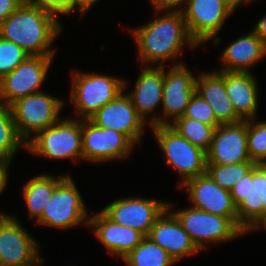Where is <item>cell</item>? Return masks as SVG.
I'll use <instances>...</instances> for the list:
<instances>
[{
    "label": "cell",
    "mask_w": 266,
    "mask_h": 266,
    "mask_svg": "<svg viewBox=\"0 0 266 266\" xmlns=\"http://www.w3.org/2000/svg\"><path fill=\"white\" fill-rule=\"evenodd\" d=\"M171 205L168 203V209L177 217L200 251L208 248L205 244L226 242L245 234L230 217L210 214L193 207L173 211Z\"/></svg>",
    "instance_id": "6"
},
{
    "label": "cell",
    "mask_w": 266,
    "mask_h": 266,
    "mask_svg": "<svg viewBox=\"0 0 266 266\" xmlns=\"http://www.w3.org/2000/svg\"><path fill=\"white\" fill-rule=\"evenodd\" d=\"M37 242L14 216L0 213V262L2 266H41Z\"/></svg>",
    "instance_id": "10"
},
{
    "label": "cell",
    "mask_w": 266,
    "mask_h": 266,
    "mask_svg": "<svg viewBox=\"0 0 266 266\" xmlns=\"http://www.w3.org/2000/svg\"><path fill=\"white\" fill-rule=\"evenodd\" d=\"M166 164L177 169L182 177L178 188L189 179L206 173L207 153L182 137L170 125L151 126Z\"/></svg>",
    "instance_id": "5"
},
{
    "label": "cell",
    "mask_w": 266,
    "mask_h": 266,
    "mask_svg": "<svg viewBox=\"0 0 266 266\" xmlns=\"http://www.w3.org/2000/svg\"><path fill=\"white\" fill-rule=\"evenodd\" d=\"M196 92L209 103L220 124L237 123L236 114L225 87V71L200 73L196 77Z\"/></svg>",
    "instance_id": "21"
},
{
    "label": "cell",
    "mask_w": 266,
    "mask_h": 266,
    "mask_svg": "<svg viewBox=\"0 0 266 266\" xmlns=\"http://www.w3.org/2000/svg\"><path fill=\"white\" fill-rule=\"evenodd\" d=\"M89 120L98 127L113 129L126 135L134 144L141 140L146 124L139 116L127 93L121 92L101 107Z\"/></svg>",
    "instance_id": "17"
},
{
    "label": "cell",
    "mask_w": 266,
    "mask_h": 266,
    "mask_svg": "<svg viewBox=\"0 0 266 266\" xmlns=\"http://www.w3.org/2000/svg\"><path fill=\"white\" fill-rule=\"evenodd\" d=\"M67 175L55 178L54 176L41 174L31 178L23 187V196L27 204L29 218L38 220L52 197L54 188ZM59 178V179H58Z\"/></svg>",
    "instance_id": "25"
},
{
    "label": "cell",
    "mask_w": 266,
    "mask_h": 266,
    "mask_svg": "<svg viewBox=\"0 0 266 266\" xmlns=\"http://www.w3.org/2000/svg\"><path fill=\"white\" fill-rule=\"evenodd\" d=\"M90 217L88 226L94 227L99 242L101 241L109 253L122 259L145 237L137 230L115 223L102 210Z\"/></svg>",
    "instance_id": "20"
},
{
    "label": "cell",
    "mask_w": 266,
    "mask_h": 266,
    "mask_svg": "<svg viewBox=\"0 0 266 266\" xmlns=\"http://www.w3.org/2000/svg\"><path fill=\"white\" fill-rule=\"evenodd\" d=\"M71 101L79 119H89L126 89L125 80L98 73L74 72Z\"/></svg>",
    "instance_id": "3"
},
{
    "label": "cell",
    "mask_w": 266,
    "mask_h": 266,
    "mask_svg": "<svg viewBox=\"0 0 266 266\" xmlns=\"http://www.w3.org/2000/svg\"><path fill=\"white\" fill-rule=\"evenodd\" d=\"M54 56H29L13 71L0 79V102L10 106L27 95L41 92L39 89L47 75Z\"/></svg>",
    "instance_id": "11"
},
{
    "label": "cell",
    "mask_w": 266,
    "mask_h": 266,
    "mask_svg": "<svg viewBox=\"0 0 266 266\" xmlns=\"http://www.w3.org/2000/svg\"><path fill=\"white\" fill-rule=\"evenodd\" d=\"M26 142L20 137L10 106L0 102V157L12 161L13 155Z\"/></svg>",
    "instance_id": "28"
},
{
    "label": "cell",
    "mask_w": 266,
    "mask_h": 266,
    "mask_svg": "<svg viewBox=\"0 0 266 266\" xmlns=\"http://www.w3.org/2000/svg\"><path fill=\"white\" fill-rule=\"evenodd\" d=\"M31 137L25 148L35 155L52 159H83L82 119H60Z\"/></svg>",
    "instance_id": "4"
},
{
    "label": "cell",
    "mask_w": 266,
    "mask_h": 266,
    "mask_svg": "<svg viewBox=\"0 0 266 266\" xmlns=\"http://www.w3.org/2000/svg\"><path fill=\"white\" fill-rule=\"evenodd\" d=\"M186 188L193 208L210 214L230 217L238 225L237 206L234 204L231 192L221 188L207 174L189 179L180 188Z\"/></svg>",
    "instance_id": "15"
},
{
    "label": "cell",
    "mask_w": 266,
    "mask_h": 266,
    "mask_svg": "<svg viewBox=\"0 0 266 266\" xmlns=\"http://www.w3.org/2000/svg\"><path fill=\"white\" fill-rule=\"evenodd\" d=\"M147 237L164 249L176 262L200 251L168 208L155 221Z\"/></svg>",
    "instance_id": "19"
},
{
    "label": "cell",
    "mask_w": 266,
    "mask_h": 266,
    "mask_svg": "<svg viewBox=\"0 0 266 266\" xmlns=\"http://www.w3.org/2000/svg\"><path fill=\"white\" fill-rule=\"evenodd\" d=\"M151 126L170 125L182 137L187 139L196 147L201 148L206 153L209 151L215 128L212 125L204 124L198 120L187 117H180L173 122H168L165 118L153 117L148 121Z\"/></svg>",
    "instance_id": "26"
},
{
    "label": "cell",
    "mask_w": 266,
    "mask_h": 266,
    "mask_svg": "<svg viewBox=\"0 0 266 266\" xmlns=\"http://www.w3.org/2000/svg\"><path fill=\"white\" fill-rule=\"evenodd\" d=\"M122 260L128 266H171L176 262L147 236Z\"/></svg>",
    "instance_id": "27"
},
{
    "label": "cell",
    "mask_w": 266,
    "mask_h": 266,
    "mask_svg": "<svg viewBox=\"0 0 266 266\" xmlns=\"http://www.w3.org/2000/svg\"><path fill=\"white\" fill-rule=\"evenodd\" d=\"M252 31L266 44V15L257 22Z\"/></svg>",
    "instance_id": "38"
},
{
    "label": "cell",
    "mask_w": 266,
    "mask_h": 266,
    "mask_svg": "<svg viewBox=\"0 0 266 266\" xmlns=\"http://www.w3.org/2000/svg\"><path fill=\"white\" fill-rule=\"evenodd\" d=\"M259 166L266 172V161L260 163Z\"/></svg>",
    "instance_id": "42"
},
{
    "label": "cell",
    "mask_w": 266,
    "mask_h": 266,
    "mask_svg": "<svg viewBox=\"0 0 266 266\" xmlns=\"http://www.w3.org/2000/svg\"><path fill=\"white\" fill-rule=\"evenodd\" d=\"M251 72L225 71V87L236 114L242 120L256 118L258 84Z\"/></svg>",
    "instance_id": "22"
},
{
    "label": "cell",
    "mask_w": 266,
    "mask_h": 266,
    "mask_svg": "<svg viewBox=\"0 0 266 266\" xmlns=\"http://www.w3.org/2000/svg\"><path fill=\"white\" fill-rule=\"evenodd\" d=\"M262 214H266V192L262 196Z\"/></svg>",
    "instance_id": "41"
},
{
    "label": "cell",
    "mask_w": 266,
    "mask_h": 266,
    "mask_svg": "<svg viewBox=\"0 0 266 266\" xmlns=\"http://www.w3.org/2000/svg\"><path fill=\"white\" fill-rule=\"evenodd\" d=\"M251 1L252 0H225V4L232 12H234L238 6Z\"/></svg>",
    "instance_id": "40"
},
{
    "label": "cell",
    "mask_w": 266,
    "mask_h": 266,
    "mask_svg": "<svg viewBox=\"0 0 266 266\" xmlns=\"http://www.w3.org/2000/svg\"><path fill=\"white\" fill-rule=\"evenodd\" d=\"M247 149L255 164L266 161V121L247 120Z\"/></svg>",
    "instance_id": "30"
},
{
    "label": "cell",
    "mask_w": 266,
    "mask_h": 266,
    "mask_svg": "<svg viewBox=\"0 0 266 266\" xmlns=\"http://www.w3.org/2000/svg\"><path fill=\"white\" fill-rule=\"evenodd\" d=\"M237 206L238 226L246 233L262 215V196L266 192V172L256 164L230 190Z\"/></svg>",
    "instance_id": "14"
},
{
    "label": "cell",
    "mask_w": 266,
    "mask_h": 266,
    "mask_svg": "<svg viewBox=\"0 0 266 266\" xmlns=\"http://www.w3.org/2000/svg\"><path fill=\"white\" fill-rule=\"evenodd\" d=\"M134 143L121 132L102 128L89 119L82 120L83 159L94 162L128 157Z\"/></svg>",
    "instance_id": "12"
},
{
    "label": "cell",
    "mask_w": 266,
    "mask_h": 266,
    "mask_svg": "<svg viewBox=\"0 0 266 266\" xmlns=\"http://www.w3.org/2000/svg\"><path fill=\"white\" fill-rule=\"evenodd\" d=\"M184 64H173L168 72L164 69L162 111L166 119L173 118V121L184 116L186 107L196 92V77Z\"/></svg>",
    "instance_id": "18"
},
{
    "label": "cell",
    "mask_w": 266,
    "mask_h": 266,
    "mask_svg": "<svg viewBox=\"0 0 266 266\" xmlns=\"http://www.w3.org/2000/svg\"><path fill=\"white\" fill-rule=\"evenodd\" d=\"M255 165L253 161L229 165L206 164V173L217 185L230 191Z\"/></svg>",
    "instance_id": "29"
},
{
    "label": "cell",
    "mask_w": 266,
    "mask_h": 266,
    "mask_svg": "<svg viewBox=\"0 0 266 266\" xmlns=\"http://www.w3.org/2000/svg\"><path fill=\"white\" fill-rule=\"evenodd\" d=\"M11 161L0 157V193L5 190L8 182V167Z\"/></svg>",
    "instance_id": "36"
},
{
    "label": "cell",
    "mask_w": 266,
    "mask_h": 266,
    "mask_svg": "<svg viewBox=\"0 0 266 266\" xmlns=\"http://www.w3.org/2000/svg\"><path fill=\"white\" fill-rule=\"evenodd\" d=\"M61 30L55 15L27 1L0 23V37L14 42L30 56H54L51 45Z\"/></svg>",
    "instance_id": "1"
},
{
    "label": "cell",
    "mask_w": 266,
    "mask_h": 266,
    "mask_svg": "<svg viewBox=\"0 0 266 266\" xmlns=\"http://www.w3.org/2000/svg\"><path fill=\"white\" fill-rule=\"evenodd\" d=\"M86 207L71 176L67 175L55 188L51 199L45 206L40 225L68 229L85 221L88 226Z\"/></svg>",
    "instance_id": "8"
},
{
    "label": "cell",
    "mask_w": 266,
    "mask_h": 266,
    "mask_svg": "<svg viewBox=\"0 0 266 266\" xmlns=\"http://www.w3.org/2000/svg\"><path fill=\"white\" fill-rule=\"evenodd\" d=\"M186 0H151L154 10L156 14L160 11H181L182 9L176 6H180Z\"/></svg>",
    "instance_id": "34"
},
{
    "label": "cell",
    "mask_w": 266,
    "mask_h": 266,
    "mask_svg": "<svg viewBox=\"0 0 266 266\" xmlns=\"http://www.w3.org/2000/svg\"><path fill=\"white\" fill-rule=\"evenodd\" d=\"M63 104L62 99L42 91L13 102L10 109L20 137L27 143L32 132L36 135L57 123Z\"/></svg>",
    "instance_id": "7"
},
{
    "label": "cell",
    "mask_w": 266,
    "mask_h": 266,
    "mask_svg": "<svg viewBox=\"0 0 266 266\" xmlns=\"http://www.w3.org/2000/svg\"><path fill=\"white\" fill-rule=\"evenodd\" d=\"M263 227L264 230L266 231V214H262L252 225L251 227L246 231L249 232L254 229H258V227Z\"/></svg>",
    "instance_id": "39"
},
{
    "label": "cell",
    "mask_w": 266,
    "mask_h": 266,
    "mask_svg": "<svg viewBox=\"0 0 266 266\" xmlns=\"http://www.w3.org/2000/svg\"><path fill=\"white\" fill-rule=\"evenodd\" d=\"M31 5L48 11L57 17V14H70L72 12V0H27Z\"/></svg>",
    "instance_id": "33"
},
{
    "label": "cell",
    "mask_w": 266,
    "mask_h": 266,
    "mask_svg": "<svg viewBox=\"0 0 266 266\" xmlns=\"http://www.w3.org/2000/svg\"><path fill=\"white\" fill-rule=\"evenodd\" d=\"M165 66H148L139 74L135 88L127 95L139 116L146 122L148 114L162 103Z\"/></svg>",
    "instance_id": "23"
},
{
    "label": "cell",
    "mask_w": 266,
    "mask_h": 266,
    "mask_svg": "<svg viewBox=\"0 0 266 266\" xmlns=\"http://www.w3.org/2000/svg\"><path fill=\"white\" fill-rule=\"evenodd\" d=\"M25 0H0V23L6 20Z\"/></svg>",
    "instance_id": "35"
},
{
    "label": "cell",
    "mask_w": 266,
    "mask_h": 266,
    "mask_svg": "<svg viewBox=\"0 0 266 266\" xmlns=\"http://www.w3.org/2000/svg\"><path fill=\"white\" fill-rule=\"evenodd\" d=\"M265 56L266 44L251 31L225 48L220 59L224 65L219 71L250 72L249 67L257 64Z\"/></svg>",
    "instance_id": "24"
},
{
    "label": "cell",
    "mask_w": 266,
    "mask_h": 266,
    "mask_svg": "<svg viewBox=\"0 0 266 266\" xmlns=\"http://www.w3.org/2000/svg\"><path fill=\"white\" fill-rule=\"evenodd\" d=\"M251 161L247 149V120L215 128L206 164L229 165Z\"/></svg>",
    "instance_id": "16"
},
{
    "label": "cell",
    "mask_w": 266,
    "mask_h": 266,
    "mask_svg": "<svg viewBox=\"0 0 266 266\" xmlns=\"http://www.w3.org/2000/svg\"><path fill=\"white\" fill-rule=\"evenodd\" d=\"M165 12L147 25L132 30L143 64L155 66L159 62L157 66H164L166 60L177 59L185 43L191 48L198 46L188 33L182 12Z\"/></svg>",
    "instance_id": "2"
},
{
    "label": "cell",
    "mask_w": 266,
    "mask_h": 266,
    "mask_svg": "<svg viewBox=\"0 0 266 266\" xmlns=\"http://www.w3.org/2000/svg\"><path fill=\"white\" fill-rule=\"evenodd\" d=\"M184 117L198 120L207 125H212L214 128L220 125L212 107L197 92L191 97L186 107Z\"/></svg>",
    "instance_id": "32"
},
{
    "label": "cell",
    "mask_w": 266,
    "mask_h": 266,
    "mask_svg": "<svg viewBox=\"0 0 266 266\" xmlns=\"http://www.w3.org/2000/svg\"><path fill=\"white\" fill-rule=\"evenodd\" d=\"M187 6L181 10L188 33L197 45L213 39L219 44L217 33L233 12L226 6L225 0H186ZM220 41V42H219Z\"/></svg>",
    "instance_id": "9"
},
{
    "label": "cell",
    "mask_w": 266,
    "mask_h": 266,
    "mask_svg": "<svg viewBox=\"0 0 266 266\" xmlns=\"http://www.w3.org/2000/svg\"><path fill=\"white\" fill-rule=\"evenodd\" d=\"M30 55L14 42L0 37V79L13 71Z\"/></svg>",
    "instance_id": "31"
},
{
    "label": "cell",
    "mask_w": 266,
    "mask_h": 266,
    "mask_svg": "<svg viewBox=\"0 0 266 266\" xmlns=\"http://www.w3.org/2000/svg\"><path fill=\"white\" fill-rule=\"evenodd\" d=\"M168 208V203L147 198H120L102 211L115 223L147 236L155 221Z\"/></svg>",
    "instance_id": "13"
},
{
    "label": "cell",
    "mask_w": 266,
    "mask_h": 266,
    "mask_svg": "<svg viewBox=\"0 0 266 266\" xmlns=\"http://www.w3.org/2000/svg\"><path fill=\"white\" fill-rule=\"evenodd\" d=\"M99 0H72V11L73 9H79L81 12V16L86 13V11L93 5L94 3L98 2Z\"/></svg>",
    "instance_id": "37"
}]
</instances>
